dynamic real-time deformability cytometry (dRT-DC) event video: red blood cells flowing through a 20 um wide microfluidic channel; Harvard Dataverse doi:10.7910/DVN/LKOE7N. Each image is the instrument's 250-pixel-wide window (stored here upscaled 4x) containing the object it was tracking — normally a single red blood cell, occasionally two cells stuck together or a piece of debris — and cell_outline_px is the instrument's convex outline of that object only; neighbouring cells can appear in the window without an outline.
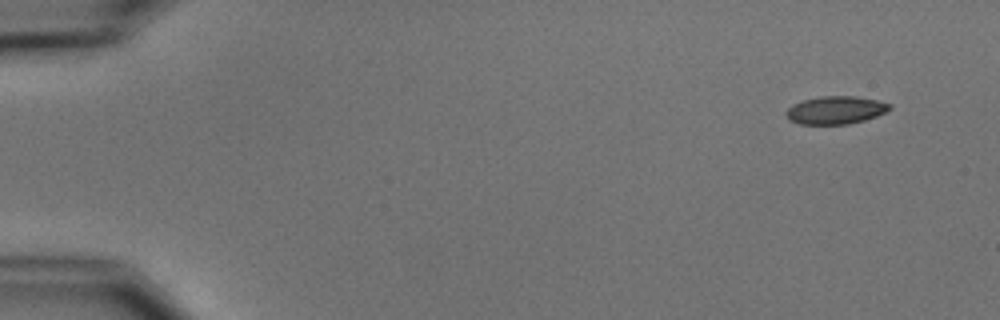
{"species": "common noctule bat (a hibernating species)", "species_latin": "Nyctalus noctula", "temperature_condition": "cold", "stored_images_in_passage": 2, "camera_frame_rate_fps": 3000, "um_per_image_px": 0.085, "animal": {"sex": "male", "body_mass_g": 15.6}, "frame": {"image": 1, "passage_image": 1, "time_ms": 0.0, "image_size_px": [1000, 320], "cell_outline_px": [[892, 108], [876, 116], [864, 120], [848, 124], [800, 124], [788, 120], [784, 112], [792, 104], [804, 100], [820, 96], [856, 96], [876, 100], [892, 104]], "centroid_in_image_um": [71.0, 9.36], "position_along_channel_um": 14.0, "area_um2": 16.88}}